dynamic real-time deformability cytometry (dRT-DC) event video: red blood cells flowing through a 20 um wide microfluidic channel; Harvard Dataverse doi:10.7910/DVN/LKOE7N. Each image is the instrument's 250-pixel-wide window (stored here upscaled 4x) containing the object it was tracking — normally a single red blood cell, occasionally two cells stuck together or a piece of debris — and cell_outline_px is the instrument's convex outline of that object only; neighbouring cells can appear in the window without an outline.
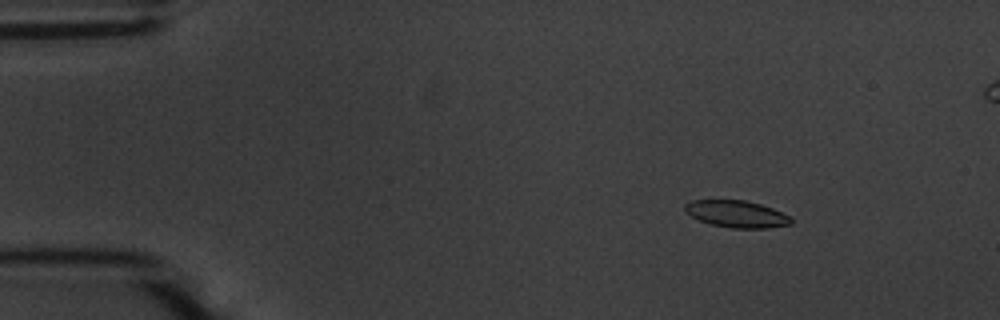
{"species": "common noctule bat (a hibernating species)", "species_latin": "Nyctalus noctula", "temperature_condition": "warm", "stored_images_in_passage": 57, "segment_of_instrument_passage": [1, 2], "camera_frame_rate_fps": 3000, "um_per_image_px": 0.085, "animal": {"sex": "male", "body_mass_g": 20.1, "forearm_length_mm": 53.5}, "frame": {"image": 1, "passage_image": 8, "time_ms": 2.333, "image_size_px": [1000, 320], "cell_outline_px": [[792, 224], [768, 228], [732, 228], [712, 224], [700, 220], [684, 212], [684, 204], [692, 200], [712, 196], [744, 200], [760, 204], [772, 208], [792, 216]], "centroid_in_image_um": [62.56, 18.13], "position_along_channel_um": 22.4, "area_um2": 17.46}}
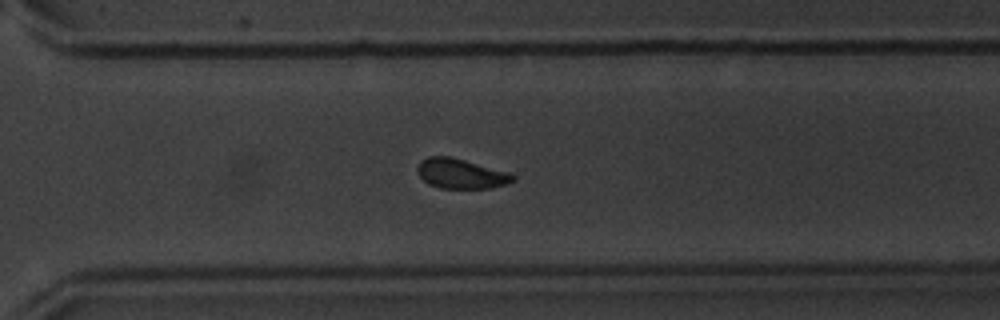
{"frame": {"image": 2, "passage_image": 40, "time_ms": 13.0, "image_size_px": [1000, 320], "cell_outline_px": [[516, 180], [492, 188], [440, 188], [428, 184], [416, 172], [416, 168], [420, 160], [428, 156], [448, 156], [512, 172], [516, 176]], "centroid_in_image_um": [39.18, 14.75], "position_along_channel_um": 331.4, "area_um2": 16.82}}
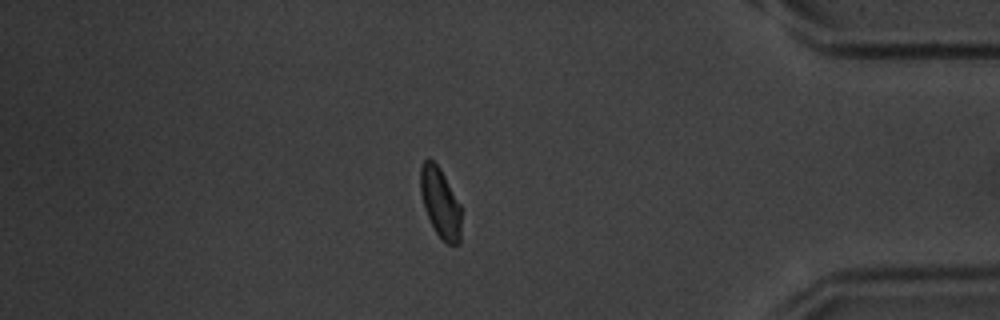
{"frame": {"image": 3, "passage_image": 48, "time_ms": 15.667, "image_size_px": [1000, 320], "cell_outline_px": [[460, 244], [448, 244], [436, 232], [424, 208], [420, 192], [420, 168], [424, 160], [428, 156], [440, 168], [460, 204]], "centroid_in_image_um": [37.41, 17.19], "position_along_channel_um": 397.8, "area_um2": 16.42}}